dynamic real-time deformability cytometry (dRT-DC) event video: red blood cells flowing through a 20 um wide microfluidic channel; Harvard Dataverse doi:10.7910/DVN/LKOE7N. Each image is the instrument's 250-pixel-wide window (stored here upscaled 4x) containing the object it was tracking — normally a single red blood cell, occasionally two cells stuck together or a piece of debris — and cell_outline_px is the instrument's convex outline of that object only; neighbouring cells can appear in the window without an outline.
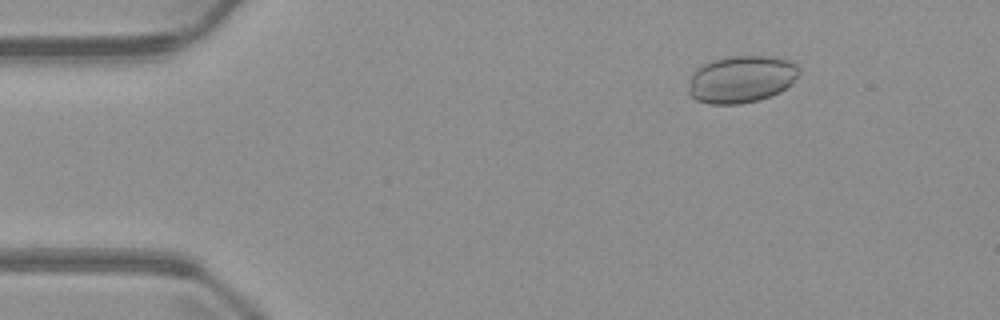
{"species": "common noctule bat (a hibernating species)", "species_latin": "Nyctalus noctula", "temperature_condition": "warm", "stored_images_in_passage": 5, "camera_frame_rate_fps": 3000, "um_per_image_px": 0.085, "animal": {"sex": "male", "body_mass_g": 23.1, "forearm_length_mm": 52.7}, "frame": {"image": 1, "passage_image": 5, "time_ms": 6.333, "image_size_px": [1000, 320], "cell_outline_px": [[800, 72], [792, 84], [780, 92], [760, 100], [740, 104], [708, 104], [696, 100], [688, 92], [688, 88], [692, 72], [696, 68], [712, 60], [728, 56], [764, 56], [792, 60], [800, 68]], "centroid_in_image_um": [63.02, 6.73], "position_along_channel_um": 22.0, "area_um2": 30.75}}